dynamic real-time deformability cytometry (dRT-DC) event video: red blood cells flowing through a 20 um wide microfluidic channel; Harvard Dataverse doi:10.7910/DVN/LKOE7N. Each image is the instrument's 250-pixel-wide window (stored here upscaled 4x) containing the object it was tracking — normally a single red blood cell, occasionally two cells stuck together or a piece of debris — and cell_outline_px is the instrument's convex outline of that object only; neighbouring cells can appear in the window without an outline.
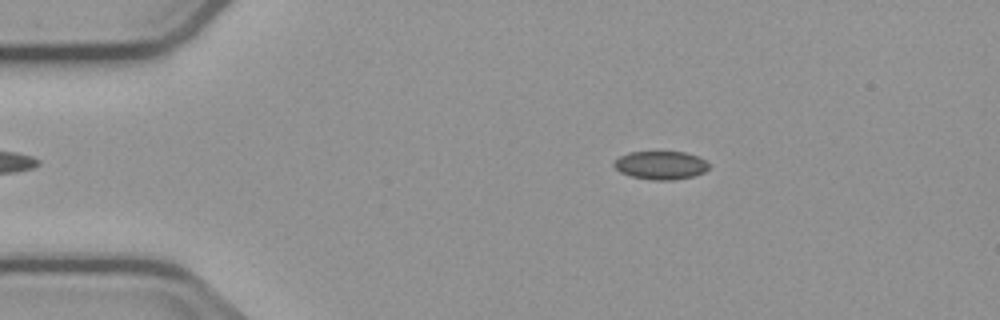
{"species": "common noctule bat (a hibernating species)", "species_latin": "Nyctalus noctula", "temperature_condition": "cold", "stored_images_in_passage": 3, "camera_frame_rate_fps": 3000, "um_per_image_px": 0.085, "animal": {"sex": "male", "body_mass_g": 23.1, "forearm_length_mm": 52.7}, "frame": {"image": 1, "passage_image": 2, "time_ms": 1.0, "image_size_px": [1000, 320], "cell_outline_px": [[708, 168], [704, 172], [692, 176], [672, 180], [652, 180], [632, 176], [620, 172], [612, 164], [620, 156], [628, 152], [684, 152], [700, 156], [708, 164]], "centroid_in_image_um": [56.16, 14.04], "position_along_channel_um": 28.8, "area_um2": 15.55}}